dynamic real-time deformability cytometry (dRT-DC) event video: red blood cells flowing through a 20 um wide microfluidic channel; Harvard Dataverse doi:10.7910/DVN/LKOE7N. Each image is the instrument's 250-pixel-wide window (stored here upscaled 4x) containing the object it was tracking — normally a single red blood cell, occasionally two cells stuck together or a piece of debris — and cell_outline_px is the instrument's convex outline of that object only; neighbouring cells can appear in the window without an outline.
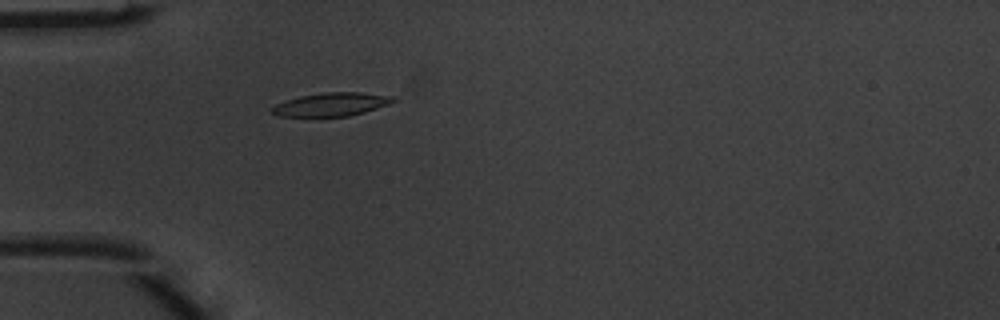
{"species": "common noctule bat (a hibernating species)", "species_latin": "Nyctalus noctula", "temperature_condition": "warm", "stored_images_in_passage": 5, "camera_frame_rate_fps": 3000, "um_per_image_px": 0.085, "animal": {"sex": "male", "body_mass_g": 20.1, "forearm_length_mm": 53.5}, "frame": {"image": 1, "passage_image": 5, "time_ms": 1.333, "image_size_px": [1000, 320], "cell_outline_px": [[396, 100], [388, 104], [364, 112], [348, 116], [276, 116], [272, 112], [272, 108], [276, 104], [300, 96], [324, 92], [360, 92], [392, 96]], "centroid_in_image_um": [28.17, 8.87], "position_along_channel_um": 56.8, "area_um2": 16.24}}